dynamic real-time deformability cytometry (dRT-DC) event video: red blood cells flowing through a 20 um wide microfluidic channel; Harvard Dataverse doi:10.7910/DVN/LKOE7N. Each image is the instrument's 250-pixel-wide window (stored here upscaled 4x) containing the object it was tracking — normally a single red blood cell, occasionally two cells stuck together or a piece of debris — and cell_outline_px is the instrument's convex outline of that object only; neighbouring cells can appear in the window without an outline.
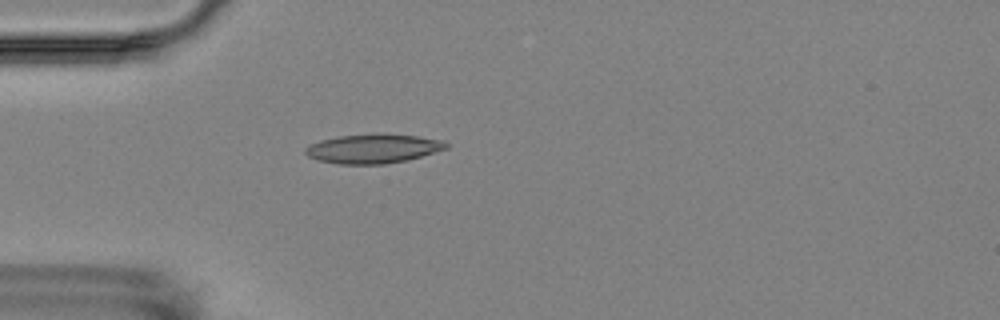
{"species": "Egyptian fruit bat (a non-hibernating species)", "species_latin": "Rousettus aegyptiacus", "temperature_condition": "room temperature", "stored_images_in_passage": 5, "camera_frame_rate_fps": 3000, "um_per_image_px": 0.085, "animal": {"sex": "female"}, "frame": {"image": 1, "passage_image": 5, "time_ms": 4.333, "image_size_px": [1000, 320], "cell_outline_px": [[448, 148], [408, 160], [384, 164], [340, 164], [316, 160], [308, 156], [304, 152], [304, 148], [320, 140], [340, 136], [376, 132], [380, 132], [416, 136], [444, 140], [448, 144]], "centroid_in_image_um": [31.72, 12.62], "position_along_channel_um": 53.3, "area_um2": 24.28}}